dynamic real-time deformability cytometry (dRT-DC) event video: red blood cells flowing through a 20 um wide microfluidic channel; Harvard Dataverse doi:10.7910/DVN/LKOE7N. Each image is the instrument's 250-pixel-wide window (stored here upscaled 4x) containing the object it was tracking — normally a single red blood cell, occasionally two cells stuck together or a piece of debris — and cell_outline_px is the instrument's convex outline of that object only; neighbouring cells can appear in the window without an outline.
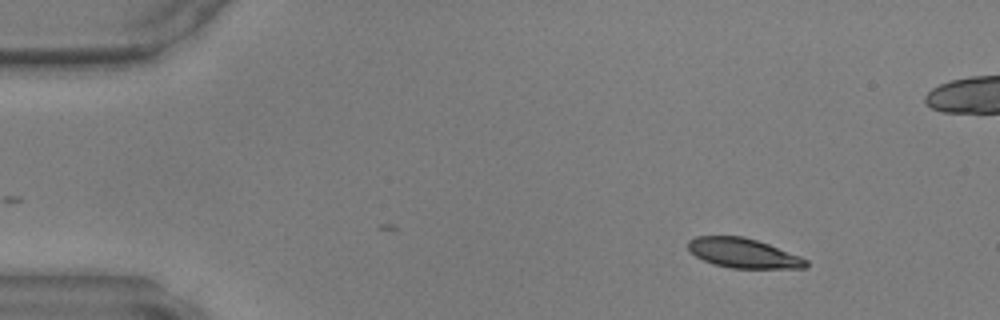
{"species": "common noctule bat (a hibernating species)", "species_latin": "Nyctalus noctula", "temperature_condition": "warm", "stored_images_in_passage": 37, "camera_frame_rate_fps": 3000, "um_per_image_px": 0.085, "animal": {"sex": "male", "body_mass_g": 17.9, "forearm_length_mm": 54.2}, "frame": {"image": 1, "passage_image": 1, "time_ms": 0.0, "image_size_px": [1000, 320], "cell_outline_px": [[808, 264], [804, 268], [732, 268], [716, 264], [704, 260], [696, 256], [688, 248], [688, 240], [696, 236], [744, 236], [768, 244], [800, 256], [808, 260]], "centroid_in_image_um": [63.18, 21.51], "position_along_channel_um": 21.8, "area_um2": 20.11}}
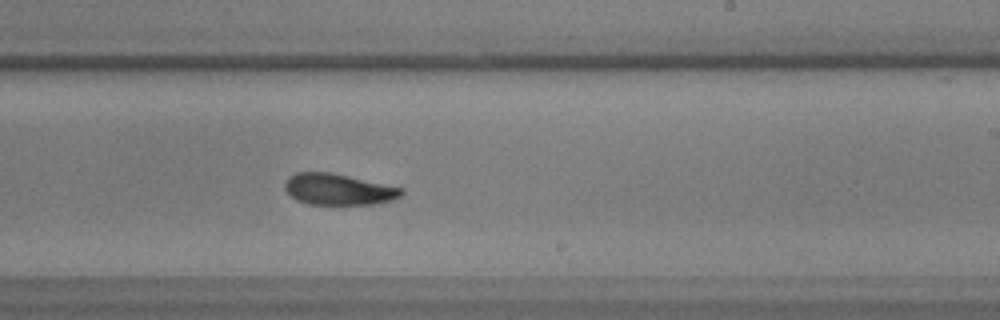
{"frame": {"image": 2, "passage_image": 24, "time_ms": 7.667, "image_size_px": [1000, 320], "cell_outline_px": [[404, 192], [400, 196], [392, 200], [372, 204], [308, 204], [296, 200], [284, 188], [284, 184], [288, 176], [296, 172], [332, 172], [404, 188]], "centroid_in_image_um": [28.75, 16.08], "position_along_channel_um": 260.2, "area_um2": 21.27}}
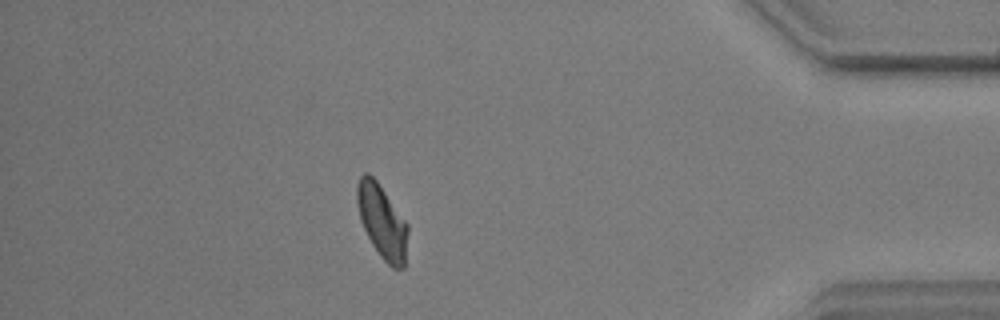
{"frame": {"image": 3, "passage_image": 37, "time_ms": 12.0, "image_size_px": [1000, 320], "cell_outline_px": [[408, 232], [404, 268], [392, 268], [380, 256], [372, 244], [360, 220], [356, 200], [356, 184], [360, 176], [364, 172], [368, 172], [376, 180], [408, 224]], "centroid_in_image_um": [32.46, 18.81], "position_along_channel_um": 402.7, "area_um2": 21.73}}